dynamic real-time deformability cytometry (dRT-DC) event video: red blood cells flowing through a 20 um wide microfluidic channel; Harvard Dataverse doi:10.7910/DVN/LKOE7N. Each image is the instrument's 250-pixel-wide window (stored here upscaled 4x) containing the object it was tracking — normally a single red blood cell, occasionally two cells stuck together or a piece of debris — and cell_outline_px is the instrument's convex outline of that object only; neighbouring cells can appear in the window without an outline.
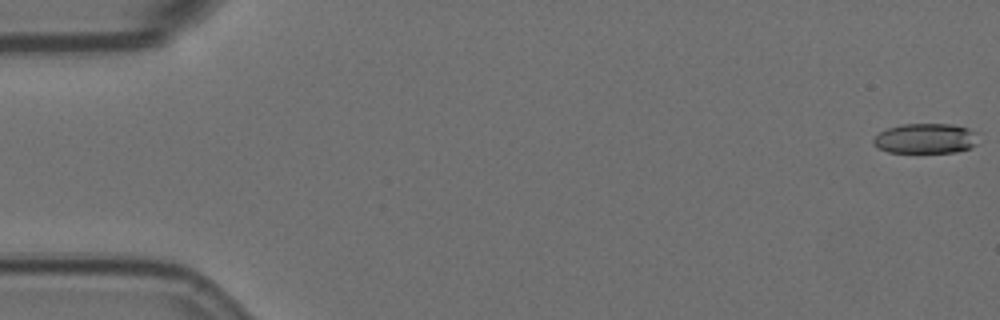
{"species": "Egyptian fruit bat (a non-hibernating species)", "species_latin": "Rousettus aegyptiacus", "temperature_condition": "room temperature", "stored_images_in_passage": 15, "camera_frame_rate_fps": 3000, "um_per_image_px": 0.085, "animal": {"sex": "female"}, "frame": {"image": 1, "passage_image": 1, "time_ms": 0.0, "image_size_px": [1000, 320], "cell_outline_px": [[980, 132], [976, 144], [968, 148], [956, 152], [888, 152], [872, 144], [872, 140], [880, 132], [888, 128], [904, 124], [952, 124], [968, 128]], "centroid_in_image_um": [78.72, 11.76], "position_along_channel_um": 6.3, "area_um2": 18.44}}
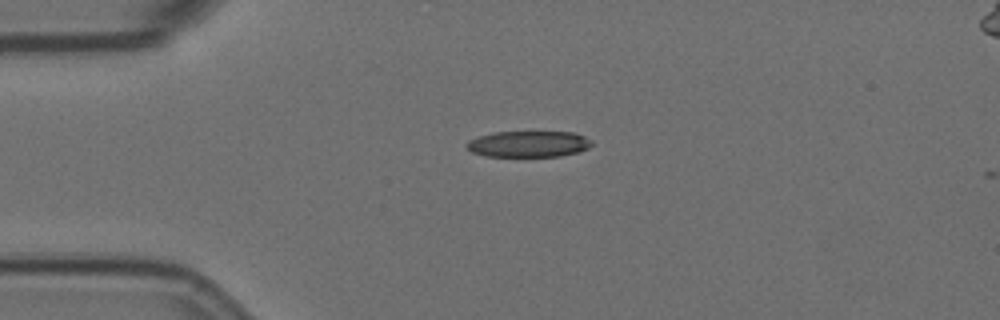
{"frame": {"image": 2, "passage_image": 14, "time_ms": 4.333, "image_size_px": [1000, 320], "cell_outline_px": [[592, 144], [588, 148], [576, 152], [560, 156], [488, 156], [472, 152], [464, 144], [468, 140], [492, 132], [576, 132], [592, 140]], "centroid_in_image_um": [44.93, 12.23], "position_along_channel_um": 40.1, "area_um2": 19.02}}